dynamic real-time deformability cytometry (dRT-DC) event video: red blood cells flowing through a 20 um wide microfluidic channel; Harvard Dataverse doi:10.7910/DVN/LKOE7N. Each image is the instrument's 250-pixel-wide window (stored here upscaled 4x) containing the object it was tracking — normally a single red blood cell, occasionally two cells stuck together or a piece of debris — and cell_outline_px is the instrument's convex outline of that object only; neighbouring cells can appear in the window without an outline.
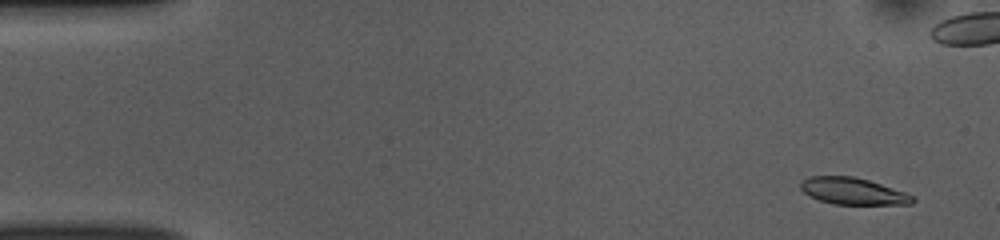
{"species": "common noctule bat (a hibernating species)", "species_latin": "Nyctalus noctula", "temperature_condition": "room temperature", "stored_images_in_passage": 53, "camera_frame_rate_fps": 3000, "um_per_image_px": 0.085, "animal": {"sex": "female", "body_mass_g": 10.0, "forearm_length_mm": 53.1}, "frame": {"image": 1, "passage_image": 3, "time_ms": 0.667, "image_size_px": [1000, 240], "cell_outline_px": [[916, 200], [912, 204], [832, 204], [820, 200], [804, 192], [800, 188], [800, 184], [808, 176], [852, 176], [868, 180], [916, 196]], "centroid_in_image_um": [72.52, 16.25], "position_along_channel_um": 12.5, "area_um2": 17.28}}
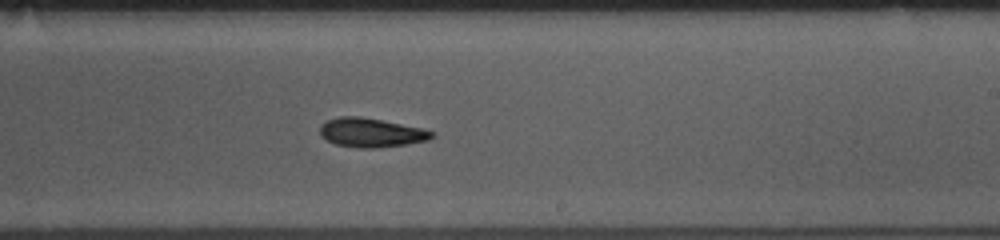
{"frame": {"image": 2, "passage_image": 31, "time_ms": 10.0, "image_size_px": [1000, 240], "cell_outline_px": [[436, 136], [428, 140], [404, 144], [376, 148], [356, 148], [336, 144], [320, 136], [320, 124], [328, 120], [340, 116], [360, 116], [420, 128], [436, 132]], "centroid_in_image_um": [31.53, 11.27], "position_along_channel_um": 257.5, "area_um2": 18.84}}
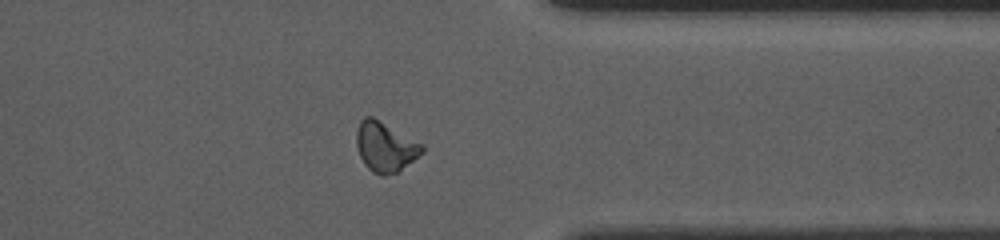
{"frame": {"image": 3, "passage_image": 41, "time_ms": 13.333, "image_size_px": [1000, 240], "cell_outline_px": [[424, 152], [396, 172], [384, 176], [380, 176], [372, 172], [364, 164], [360, 156], [356, 144], [356, 132], [360, 120], [364, 116], [372, 116], [424, 144]], "centroid_in_image_um": [32.73, 12.47], "position_along_channel_um": 378.7, "area_um2": 19.07}, "authors_computed_cell_mechanics": {"area_um2": 18.8428, "velocity_mm_per_s": 3.8478, "shape_relaxation_time_tau1_ms": 4.2194, "shape_relaxation_time_tau2_ms": 5.8941, "deformation_change_tau1": 0.1203, "deformation_change_tau2": 0.1369}}